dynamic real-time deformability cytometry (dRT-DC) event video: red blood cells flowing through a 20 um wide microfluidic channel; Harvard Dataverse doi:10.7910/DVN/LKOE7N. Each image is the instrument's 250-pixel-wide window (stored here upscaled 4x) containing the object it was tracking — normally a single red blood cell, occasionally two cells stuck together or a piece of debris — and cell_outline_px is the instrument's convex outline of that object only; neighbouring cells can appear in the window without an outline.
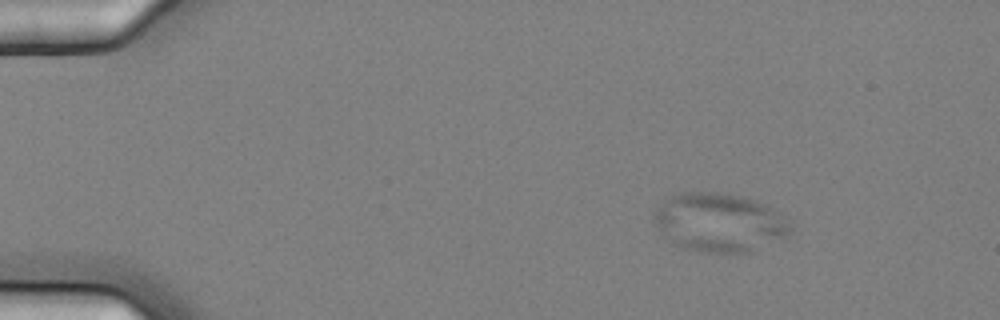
{"species": "common noctule bat (a hibernating species)", "species_latin": "Nyctalus noctula", "temperature_condition": "cold", "stored_images_in_passage": 5, "camera_frame_rate_fps": 3000, "um_per_image_px": 0.085, "animal": {"sex": "female", "body_mass_g": 25.1}, "frame": {"image": 1, "passage_image": 2, "time_ms": 0.333, "image_size_px": [1000, 320], "cell_outline_px": [[792, 228], [784, 236], [752, 252], [700, 252], [684, 248], [676, 244], [652, 220], [652, 216], [656, 208], [672, 196], [680, 192], [720, 192], [756, 200], [768, 204]], "centroid_in_image_um": [61.12, 18.9], "position_along_channel_um": 23.9, "area_um2": 45.72}}